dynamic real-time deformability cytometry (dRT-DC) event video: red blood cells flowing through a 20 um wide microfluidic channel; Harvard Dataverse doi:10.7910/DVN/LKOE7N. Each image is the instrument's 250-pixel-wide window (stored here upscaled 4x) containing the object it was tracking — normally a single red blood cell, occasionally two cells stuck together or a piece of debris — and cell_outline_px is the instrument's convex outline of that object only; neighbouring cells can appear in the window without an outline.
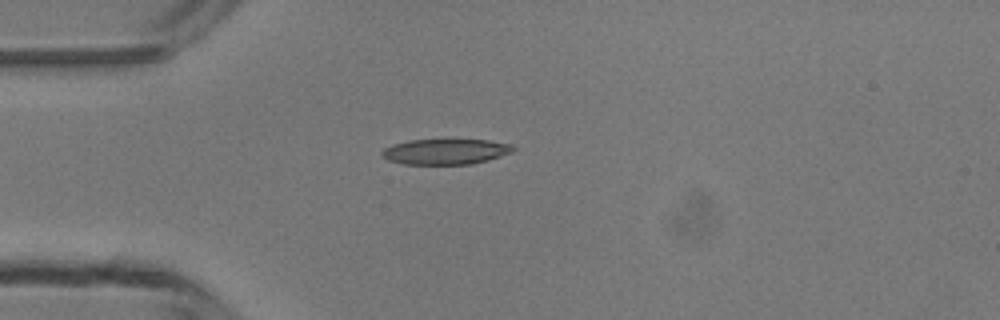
{"species": "common noctule bat (a hibernating species)", "species_latin": "Nyctalus noctula", "temperature_condition": "room temperature", "stored_images_in_passage": 1, "camera_frame_rate_fps": 3000, "um_per_image_px": 0.085, "animal": {"sex": "male", "body_mass_g": 13.3}, "frame": {"image": 1, "passage_image": 1, "time_ms": 0.0, "image_size_px": [1000, 320], "cell_outline_px": [[516, 148], [512, 152], [488, 160], [472, 164], [404, 164], [388, 160], [380, 156], [380, 152], [384, 148], [392, 144], [408, 140], [488, 140], [512, 144]], "centroid_in_image_um": [37.85, 12.89], "position_along_channel_um": 47.2, "area_um2": 19.59}}